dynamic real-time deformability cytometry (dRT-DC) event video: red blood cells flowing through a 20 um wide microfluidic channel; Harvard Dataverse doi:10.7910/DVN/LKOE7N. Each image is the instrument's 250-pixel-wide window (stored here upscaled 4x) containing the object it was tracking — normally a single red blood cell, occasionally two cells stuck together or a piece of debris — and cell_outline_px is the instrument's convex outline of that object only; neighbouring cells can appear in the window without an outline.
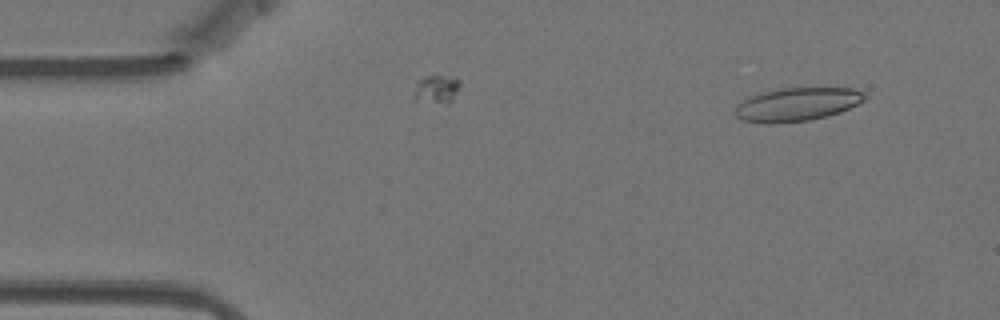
{"species": "Egyptian fruit bat (a non-hibernating species)", "species_latin": "Rousettus aegyptiacus", "temperature_condition": "warm", "stored_images_in_passage": 46, "camera_frame_rate_fps": 3000, "um_per_image_px": 0.085, "animal": {"sex": "female"}, "frame": {"image": 1, "passage_image": 3, "time_ms": 0.667, "image_size_px": [1000, 320], "cell_outline_px": [[868, 96], [864, 100], [840, 112], [808, 120], [768, 124], [764, 124], [744, 120], [736, 116], [736, 108], [744, 100], [752, 96], [764, 92], [780, 88], [852, 88], [864, 92]], "centroid_in_image_um": [67.78, 8.87], "position_along_channel_um": 17.2, "area_um2": 24.8}}
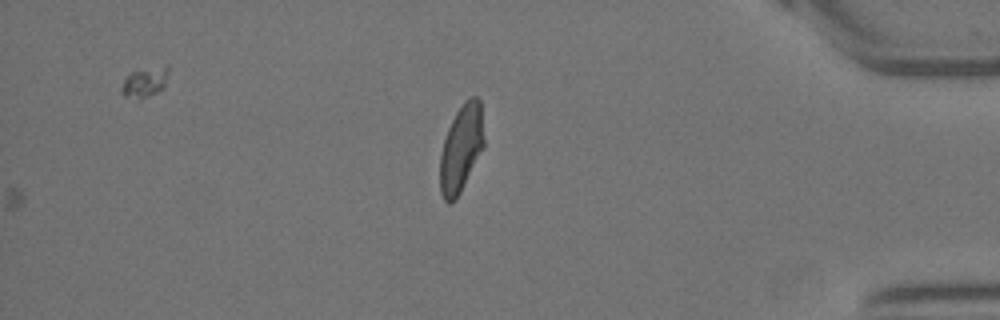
{"frame": {"image": 2, "passage_image": 46, "time_ms": 15.0, "image_size_px": [1000, 320], "cell_outline_px": [[484, 144], [456, 200], [448, 204], [444, 200], [440, 192], [440, 156], [444, 140], [448, 128], [456, 112], [464, 100], [472, 96], [476, 96], [480, 100], [484, 140]], "centroid_in_image_um": [39.18, 12.6], "position_along_channel_um": 396.0, "area_um2": 22.02}}